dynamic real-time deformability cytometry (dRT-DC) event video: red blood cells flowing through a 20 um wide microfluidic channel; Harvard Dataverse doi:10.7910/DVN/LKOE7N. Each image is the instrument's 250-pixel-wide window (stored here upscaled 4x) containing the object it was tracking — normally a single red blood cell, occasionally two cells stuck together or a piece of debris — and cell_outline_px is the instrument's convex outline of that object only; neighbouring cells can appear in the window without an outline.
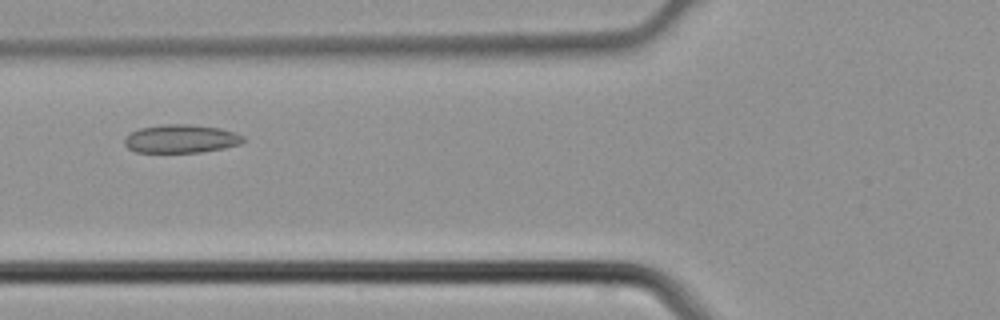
{"species": "common noctule bat (a hibernating species)", "species_latin": "Nyctalus noctula", "temperature_condition": "cold", "stored_images_in_passage": 3, "camera_frame_rate_fps": 3000, "um_per_image_px": 0.085, "animal": {"sex": "male", "body_mass_g": 21.5, "forearm_length_mm": 52.0}, "frame": {"image": 1, "passage_image": 3, "time_ms": 0.667, "image_size_px": [1000, 320], "cell_outline_px": [[244, 140], [240, 144], [224, 148], [200, 152], [136, 152], [128, 148], [124, 144], [124, 140], [132, 132], [140, 128], [164, 124], [188, 124], [220, 128], [236, 132], [244, 136]], "centroid_in_image_um": [15.41, 11.79], "position_along_channel_um": 110.4, "area_um2": 19.54}}